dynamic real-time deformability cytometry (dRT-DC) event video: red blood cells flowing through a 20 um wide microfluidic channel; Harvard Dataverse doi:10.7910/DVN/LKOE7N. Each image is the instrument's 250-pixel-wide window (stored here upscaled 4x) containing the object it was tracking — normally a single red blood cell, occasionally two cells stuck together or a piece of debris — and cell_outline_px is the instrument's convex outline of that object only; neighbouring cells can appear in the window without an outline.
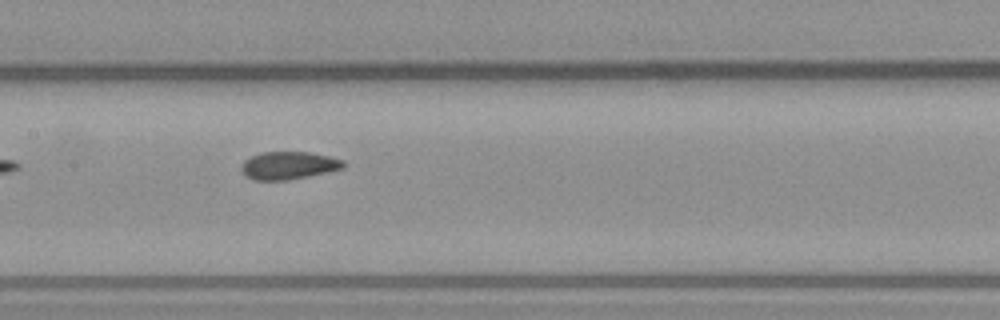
{"species": "common noctule bat (a hibernating species)", "species_latin": "Nyctalus noctula", "temperature_condition": "warm", "stored_images_in_passage": 9, "camera_frame_rate_fps": 3000, "um_per_image_px": 0.085, "animal": {"sex": "male", "body_mass_g": 23.1, "forearm_length_mm": 52.7}, "frame": {"image": 1, "passage_image": 8, "time_ms": 8.333, "image_size_px": [1000, 320], "cell_outline_px": [[344, 168], [328, 172], [288, 180], [252, 180], [244, 176], [240, 172], [240, 168], [244, 160], [260, 152], [312, 152], [344, 160]], "centroid_in_image_um": [24.49, 14.07], "position_along_channel_um": 182.9, "area_um2": 16.7}}
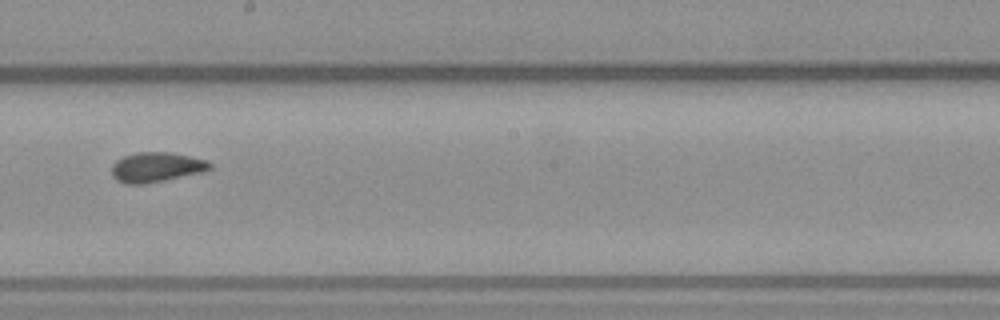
{"frame": {"image": 2, "passage_image": 9, "time_ms": 9.667, "image_size_px": [1000, 320], "cell_outline_px": [[212, 168], [204, 172], [144, 184], [124, 184], [116, 180], [112, 176], [112, 164], [116, 160], [124, 156], [136, 152], [172, 152], [208, 160], [212, 164]], "centroid_in_image_um": [13.3, 14.21], "position_along_channel_um": 234.9, "area_um2": 17.28}}